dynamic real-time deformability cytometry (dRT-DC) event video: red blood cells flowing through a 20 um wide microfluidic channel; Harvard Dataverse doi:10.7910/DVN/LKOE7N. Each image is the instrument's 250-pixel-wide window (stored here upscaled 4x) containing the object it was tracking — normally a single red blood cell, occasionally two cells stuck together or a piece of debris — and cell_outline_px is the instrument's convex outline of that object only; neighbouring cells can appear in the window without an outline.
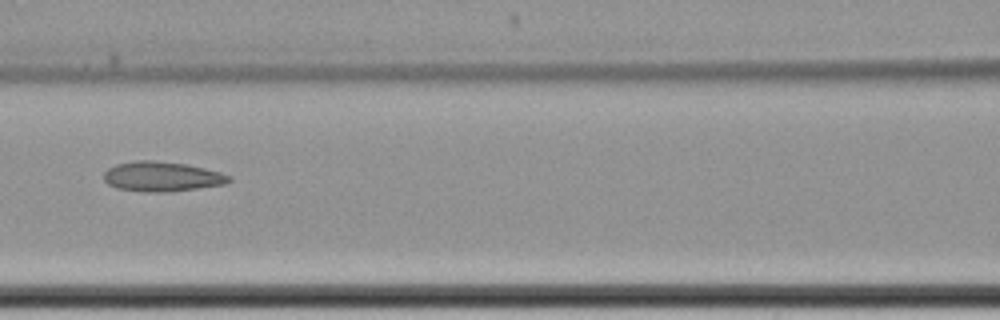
{"species": "common noctule bat (a hibernating species)", "species_latin": "Nyctalus noctula", "temperature_condition": "cold", "stored_images_in_passage": 10, "camera_frame_rate_fps": 3000, "um_per_image_px": 0.085, "animal": {"sex": "female", "body_mass_g": 22.7, "forearm_length_mm": 54.2}, "frame": {"image": 1, "passage_image": 9, "time_ms": 9.667, "image_size_px": [1000, 320], "cell_outline_px": [[232, 180], [224, 184], [168, 192], [144, 192], [116, 188], [108, 184], [104, 180], [104, 172], [108, 168], [116, 164], [136, 160], [152, 160], [188, 164], [220, 172], [232, 176]], "centroid_in_image_um": [13.75, 15.0], "position_along_channel_um": 152.9, "area_um2": 21.85}}
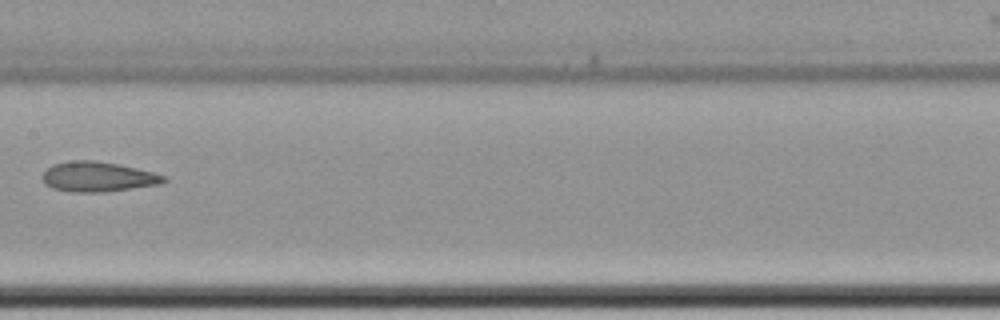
{"frame": {"image": 2, "passage_image": 10, "time_ms": 11.0, "image_size_px": [1000, 320], "cell_outline_px": [[168, 180], [160, 184], [104, 192], [72, 192], [52, 188], [44, 184], [40, 176], [52, 164], [72, 160], [92, 160], [120, 164], [156, 172], [164, 176]], "centroid_in_image_um": [8.31, 15.02], "position_along_channel_um": 199.1, "area_um2": 21.44}}